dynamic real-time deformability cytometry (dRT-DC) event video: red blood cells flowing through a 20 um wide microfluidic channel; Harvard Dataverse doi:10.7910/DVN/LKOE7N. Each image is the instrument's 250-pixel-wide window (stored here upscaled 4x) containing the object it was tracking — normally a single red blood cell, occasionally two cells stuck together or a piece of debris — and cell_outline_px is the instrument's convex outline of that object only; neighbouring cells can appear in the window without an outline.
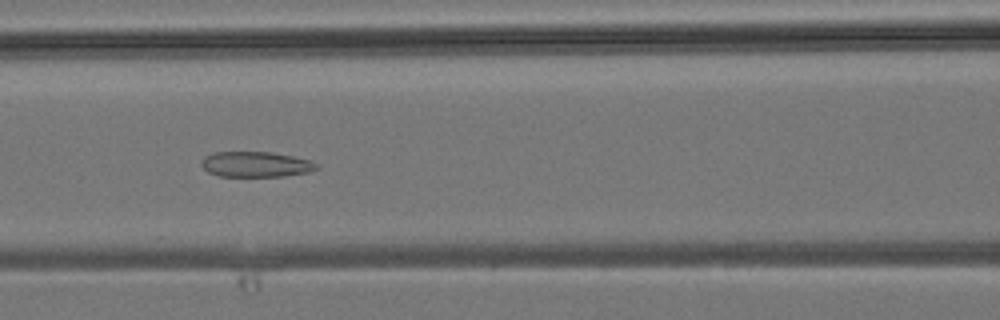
{"species": "common noctule bat (a hibernating species)", "species_latin": "Nyctalus noctula", "temperature_condition": "room temperature", "stored_images_in_passage": 43, "camera_frame_rate_fps": 3000, "um_per_image_px": 0.085, "animal": {"sex": "male", "body_mass_g": 19.2, "forearm_length_mm": 51.8}, "frame": {"image": 1, "passage_image": 18, "time_ms": 5.667, "image_size_px": [1000, 320], "cell_outline_px": [[320, 168], [308, 172], [284, 176], [220, 176], [208, 172], [200, 164], [204, 156], [212, 152], [272, 152], [312, 160]], "centroid_in_image_um": [21.74, 13.96], "position_along_channel_um": 144.9, "area_um2": 17.11}}
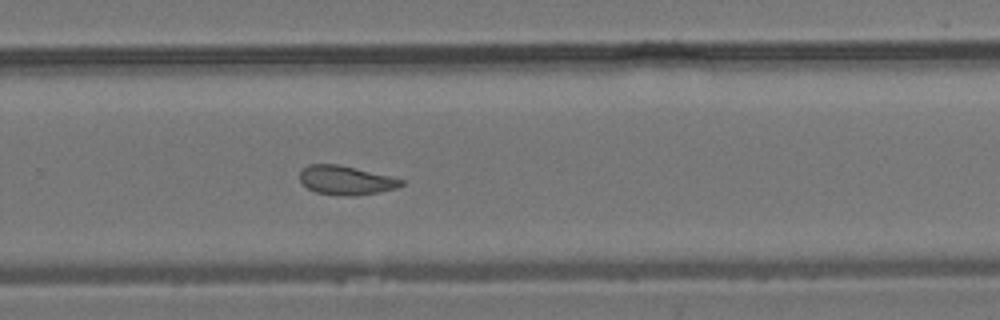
{"frame": {"image": 2, "passage_image": 28, "time_ms": 9.0, "image_size_px": [1000, 320], "cell_outline_px": [[404, 184], [396, 188], [356, 196], [348, 196], [316, 192], [308, 188], [300, 180], [300, 172], [308, 164], [336, 164], [392, 176], [404, 180]], "centroid_in_image_um": [29.42, 15.32], "position_along_channel_um": 300.4, "area_um2": 16.94}}
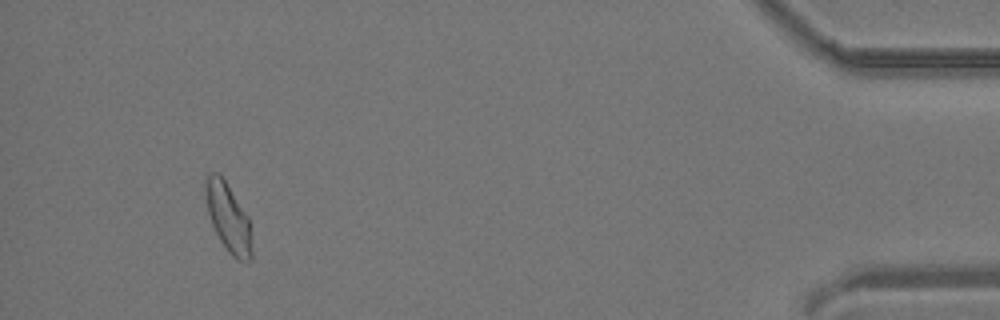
{"frame": {"image": 3, "passage_image": 40, "time_ms": 13.0, "image_size_px": [1000, 320], "cell_outline_px": [[252, 260], [248, 264], [236, 260], [228, 252], [220, 240], [212, 224], [208, 212], [204, 196], [204, 176], [208, 172], [216, 172], [224, 180], [248, 216], [252, 252]], "centroid_in_image_um": [19.38, 18.52], "position_along_channel_um": 415.8, "area_um2": 18.67}}